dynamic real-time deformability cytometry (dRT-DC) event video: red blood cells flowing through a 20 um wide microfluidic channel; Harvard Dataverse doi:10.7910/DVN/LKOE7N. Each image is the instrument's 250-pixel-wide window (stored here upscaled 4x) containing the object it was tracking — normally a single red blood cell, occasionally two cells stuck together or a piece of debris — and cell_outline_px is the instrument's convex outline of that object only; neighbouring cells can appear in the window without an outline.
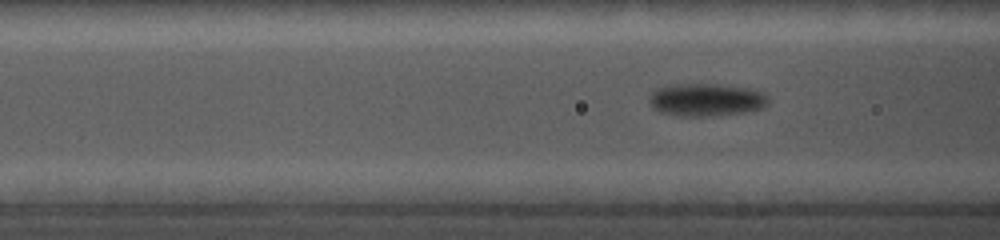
{"species": "common noctule bat (a hibernating species)", "species_latin": "Nyctalus noctula", "temperature_condition": "cold", "stored_images_in_passage": 66, "camera_frame_rate_fps": 5000, "um_per_image_px": 0.085, "animal": {"sex": "female", "body_mass_g": 19.0, "forearm_length_mm": 56.7}, "frame": {"image": 1, "passage_image": 9, "time_ms": 1.2, "image_size_px": [1000, 240], "cell_outline_px": [[768, 104], [764, 108], [744, 112], [712, 116], [680, 116], [660, 112], [652, 104], [652, 92], [656, 88], [688, 84], [712, 84], [744, 88], [760, 92], [768, 100]], "centroid_in_image_um": [60.05, 8.5], "position_along_channel_um": 106.5, "area_um2": 21.96}}
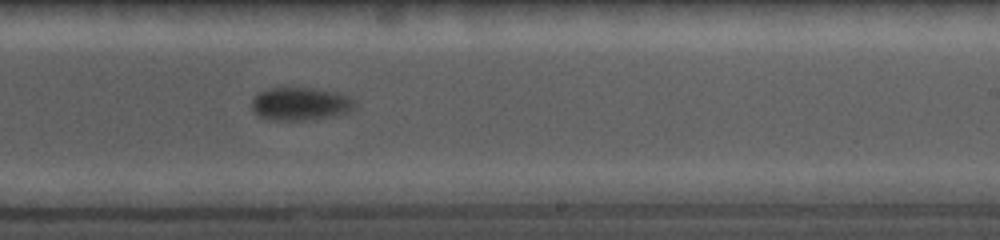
{"frame": {"image": 2, "passage_image": 38, "time_ms": 5.4, "image_size_px": [1000, 240], "cell_outline_px": [[352, 108], [336, 116], [300, 120], [268, 120], [260, 116], [252, 108], [252, 96], [268, 88], [312, 88], [332, 92], [344, 96], [352, 100]], "centroid_in_image_um": [25.42, 8.83], "position_along_channel_um": 263.6, "area_um2": 19.25}}
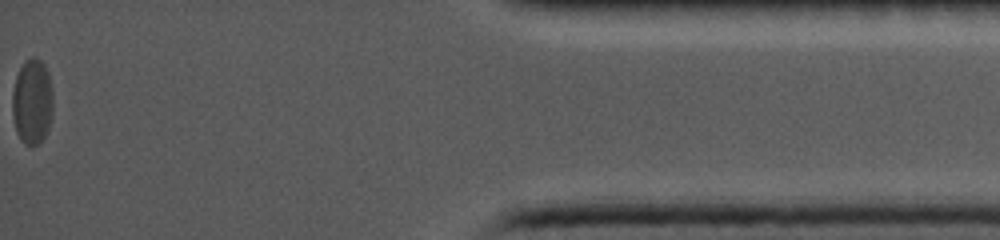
{"frame": {"image": 3, "passage_image": 65, "time_ms": 11.4, "image_size_px": [1000, 240], "cell_outline_px": [[52, 112], [48, 128], [44, 136], [36, 144], [24, 144], [20, 140], [16, 132], [12, 116], [12, 92], [16, 76], [24, 60], [32, 56], [36, 56], [44, 64], [48, 72], [52, 88]], "centroid_in_image_um": [2.72, 8.6], "position_along_channel_um": 432.5, "area_um2": 20.4}}